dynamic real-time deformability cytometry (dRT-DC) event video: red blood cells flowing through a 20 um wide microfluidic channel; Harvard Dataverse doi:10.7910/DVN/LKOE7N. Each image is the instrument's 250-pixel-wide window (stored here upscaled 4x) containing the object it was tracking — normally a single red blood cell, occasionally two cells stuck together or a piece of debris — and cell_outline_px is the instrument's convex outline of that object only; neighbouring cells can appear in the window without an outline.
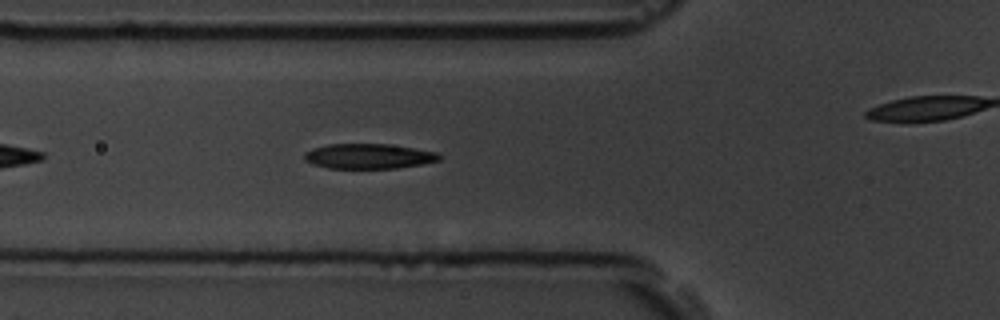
{"species": "common noctule bat (a hibernating species)", "species_latin": "Nyctalus noctula", "temperature_condition": "room temperature", "stored_images_in_passage": 42, "camera_frame_rate_fps": 3000, "um_per_image_px": 0.085, "animal": {"sex": "male", "body_mass_g": 19.5, "forearm_length_mm": 54.6}, "frame": {"image": 1, "passage_image": 7, "time_ms": 2.0, "image_size_px": [1000, 320], "cell_outline_px": [[440, 160], [420, 164], [396, 168], [328, 168], [312, 164], [304, 160], [304, 152], [312, 148], [328, 144], [388, 144], [436, 152], [440, 156]], "centroid_in_image_um": [31.27, 13.28], "position_along_channel_um": 94.5, "area_um2": 19.54}}
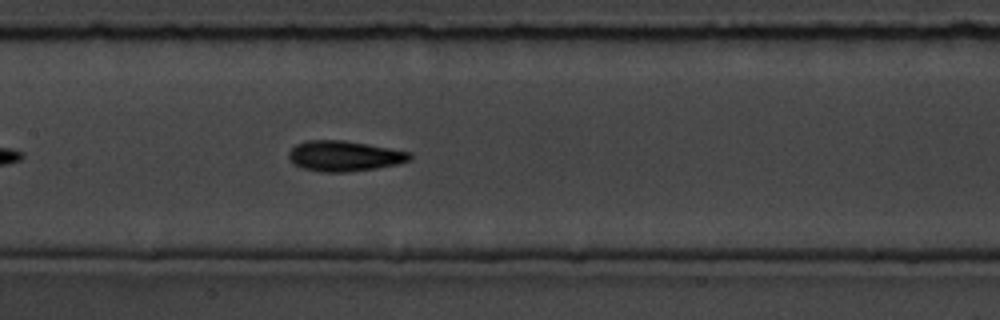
{"frame": {"image": 2, "passage_image": 14, "time_ms": 4.333, "image_size_px": [1000, 320], "cell_outline_px": [[412, 160], [396, 164], [376, 168], [348, 172], [320, 172], [304, 168], [296, 164], [288, 156], [288, 152], [296, 144], [308, 140], [344, 140], [368, 144], [412, 152]], "centroid_in_image_um": [29.3, 13.25], "position_along_channel_um": 178.1, "area_um2": 21.44}}
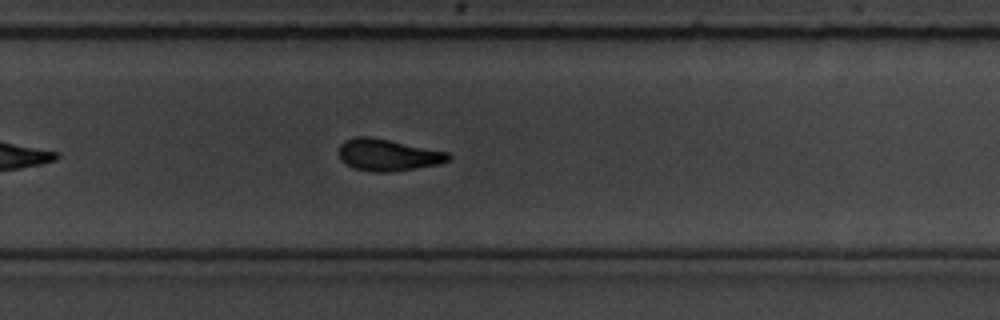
{"frame": {"image": 3, "passage_image": 24, "time_ms": 7.667, "image_size_px": [1000, 320], "cell_outline_px": [[452, 156], [448, 160], [436, 164], [388, 172], [372, 172], [356, 168], [340, 160], [340, 144], [344, 140], [356, 136], [368, 136], [448, 152]], "centroid_in_image_um": [32.93, 13.16], "position_along_channel_um": 296.9, "area_um2": 19.83}, "authors_computed_cell_mechanics": {"area_um2": 20.2878, "velocity_mm_per_s": 3.5752, "shape_relaxation_time_tau1_ms": 2.6158, "shape_relaxation_time_tau2_ms": 2.2291, "deformation_change_tau1": 0.1398, "deformation_change_tau2": 0.0819}}